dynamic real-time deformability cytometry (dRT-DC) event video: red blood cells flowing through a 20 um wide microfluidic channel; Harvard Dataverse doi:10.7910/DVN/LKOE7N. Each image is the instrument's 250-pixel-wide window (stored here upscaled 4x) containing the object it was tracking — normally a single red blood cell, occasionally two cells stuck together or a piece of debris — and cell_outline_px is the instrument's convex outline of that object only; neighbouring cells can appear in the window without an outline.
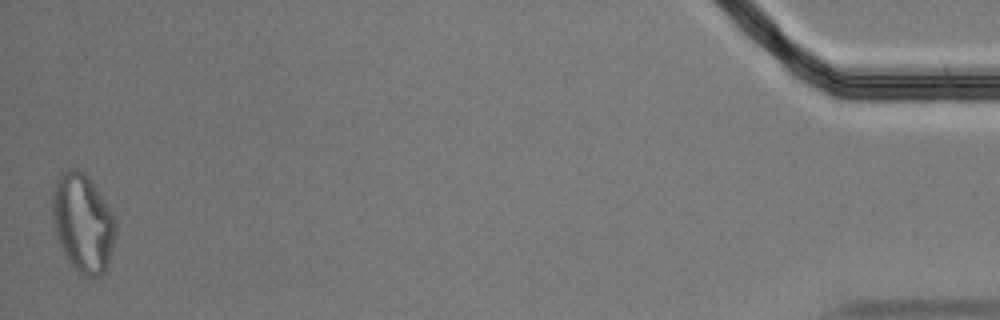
{"species": "Egyptian fruit bat (a non-hibernating species)", "species_latin": "Rousettus aegyptiacus", "temperature_condition": "cold", "stored_images_in_passage": 56, "segment_of_instrument_passage": [2, 2], "camera_frame_rate_fps": 3000, "um_per_image_px": 0.085, "animal": {"sex": "male"}, "frame": {"image": 1, "passage_image": 56, "time_ms": 18.333, "image_size_px": [1000, 320], "cell_outline_px": [[116, 232], [108, 268], [100, 276], [84, 276], [72, 268], [60, 244], [56, 232], [52, 216], [52, 188], [60, 172], [72, 168], [76, 168], [84, 172], [88, 176], [112, 212], [116, 220]], "centroid_in_image_um": [7.04, 18.94], "position_along_channel_um": 428.2, "area_um2": 36.47}}